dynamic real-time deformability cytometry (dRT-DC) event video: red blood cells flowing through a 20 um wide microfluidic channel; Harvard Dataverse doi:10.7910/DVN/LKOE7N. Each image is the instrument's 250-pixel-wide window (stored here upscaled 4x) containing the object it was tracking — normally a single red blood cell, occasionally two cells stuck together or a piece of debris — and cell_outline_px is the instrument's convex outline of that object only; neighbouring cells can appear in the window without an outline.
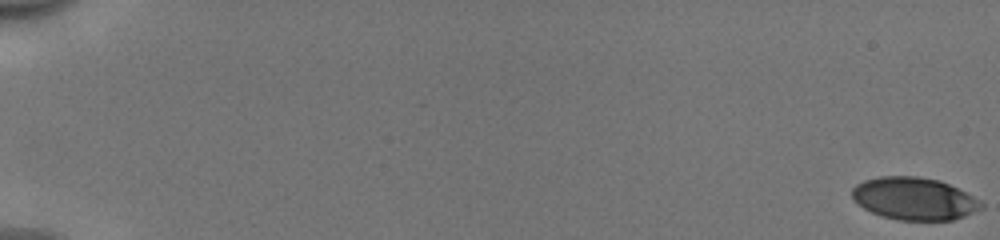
{"species": "human", "species_latin": "Homo sapiens", "temperature_condition": "cold", "stored_images_in_passage": 54, "camera_frame_rate_fps": 3000, "um_per_image_px": 0.085, "donor": {"sex": "male"}, "frame": {"image": 1, "passage_image": 1, "time_ms": 0.0, "image_size_px": [1000, 240], "cell_outline_px": [[984, 208], [964, 216], [952, 220], [900, 220], [884, 216], [872, 212], [864, 208], [852, 196], [852, 188], [856, 184], [864, 180], [880, 176], [916, 176], [940, 180], [980, 200], [984, 204]], "centroid_in_image_um": [77.72, 16.88], "position_along_channel_um": 7.3, "area_um2": 31.73}}
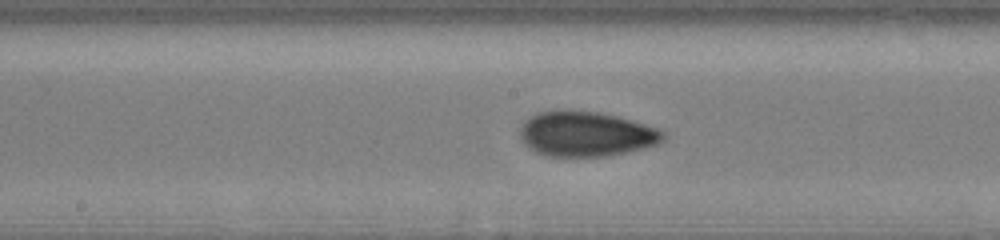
{"frame": {"image": 2, "passage_image": 31, "time_ms": 10.0, "image_size_px": [1000, 240], "cell_outline_px": [[668, 136], [660, 144], [628, 152], [608, 156], [548, 156], [536, 152], [528, 148], [520, 140], [520, 128], [524, 120], [536, 112], [556, 108], [600, 112], [632, 120], [656, 128], [664, 132]], "centroid_in_image_um": [49.79, 11.37], "position_along_channel_um": 198.4, "area_um2": 38.32}}
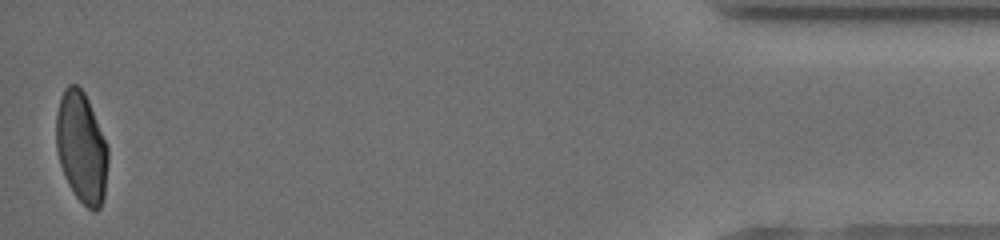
{"frame": {"image": 3, "passage_image": 54, "time_ms": 17.667, "image_size_px": [1000, 240], "cell_outline_px": [[108, 160], [104, 196], [100, 208], [96, 212], [92, 212], [76, 196], [68, 184], [60, 164], [56, 148], [56, 112], [60, 96], [64, 88], [68, 84], [76, 84], [84, 92], [88, 100], [108, 148]], "centroid_in_image_um": [6.91, 12.53], "position_along_channel_um": 428.3, "area_um2": 33.52}, "authors_computed_cell_mechanics": {"area_um2": 34.9979, "velocity_mm_per_s": 3.9732, "shape_relaxation_time_tau1_ms": 7.4689, "shape_relaxation_time_tau2_ms": 1.2639, "deformation_change_tau1": 0.1982, "deformation_change_tau2": 0.0583}}